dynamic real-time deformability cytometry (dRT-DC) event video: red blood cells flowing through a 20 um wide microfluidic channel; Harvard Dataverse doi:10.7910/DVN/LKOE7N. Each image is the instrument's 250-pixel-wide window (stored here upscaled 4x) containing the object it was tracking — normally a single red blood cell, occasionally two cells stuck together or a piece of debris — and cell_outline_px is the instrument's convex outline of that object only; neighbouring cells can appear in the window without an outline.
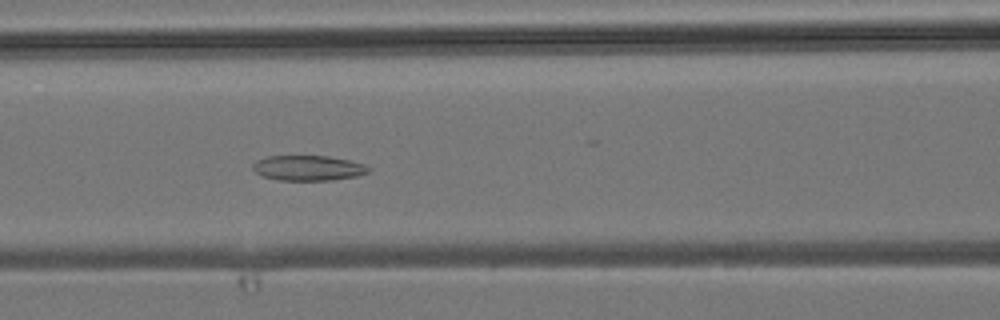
{"species": "common noctule bat (a hibernating species)", "species_latin": "Nyctalus noctula", "temperature_condition": "room temperature", "stored_images_in_passage": 44, "camera_frame_rate_fps": 3000, "um_per_image_px": 0.085, "animal": {"sex": "male", "body_mass_g": 19.2, "forearm_length_mm": 51.8}, "frame": {"image": 1, "passage_image": 18, "time_ms": 5.667, "image_size_px": [1000, 320], "cell_outline_px": [[372, 168], [368, 172], [356, 176], [332, 180], [280, 180], [264, 176], [256, 172], [252, 168], [252, 164], [256, 160], [264, 156], [328, 156], [348, 160], [364, 164]], "centroid_in_image_um": [26.19, 14.27], "position_along_channel_um": 140.4, "area_um2": 16.94}}
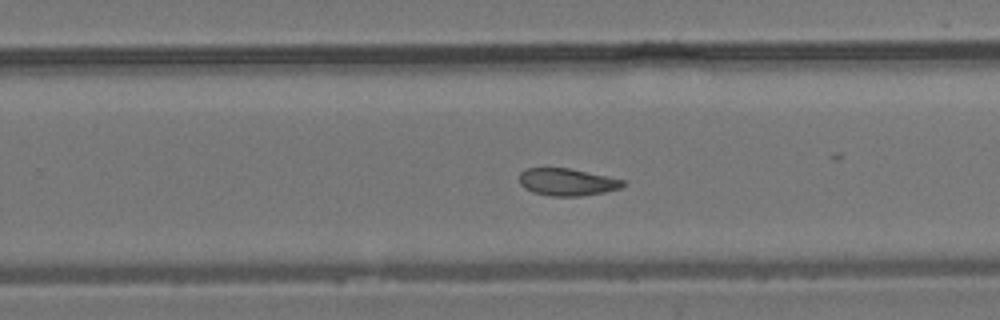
{"frame": {"image": 2, "passage_image": 27, "time_ms": 8.667, "image_size_px": [1000, 320], "cell_outline_px": [[624, 184], [620, 188], [604, 192], [580, 196], [552, 196], [532, 192], [524, 188], [520, 184], [520, 172], [524, 168], [568, 168], [624, 180]], "centroid_in_image_um": [48.15, 15.47], "position_along_channel_um": 281.6, "area_um2": 16.3}}
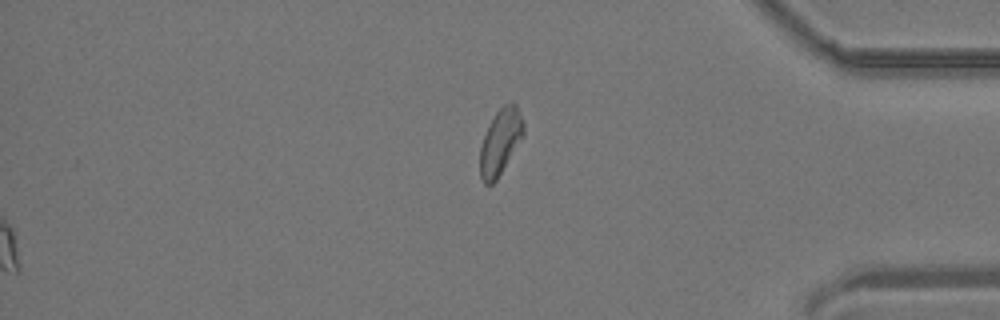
{"frame": {"image": 3, "passage_image": 44, "time_ms": 14.333, "image_size_px": [1000, 320], "cell_outline_px": [[524, 136], [496, 180], [492, 184], [484, 184], [480, 176], [480, 148], [484, 136], [496, 112], [504, 104], [512, 100], [516, 104], [524, 124]], "centroid_in_image_um": [42.55, 12.04], "position_along_channel_um": 392.7, "area_um2": 16.53}}